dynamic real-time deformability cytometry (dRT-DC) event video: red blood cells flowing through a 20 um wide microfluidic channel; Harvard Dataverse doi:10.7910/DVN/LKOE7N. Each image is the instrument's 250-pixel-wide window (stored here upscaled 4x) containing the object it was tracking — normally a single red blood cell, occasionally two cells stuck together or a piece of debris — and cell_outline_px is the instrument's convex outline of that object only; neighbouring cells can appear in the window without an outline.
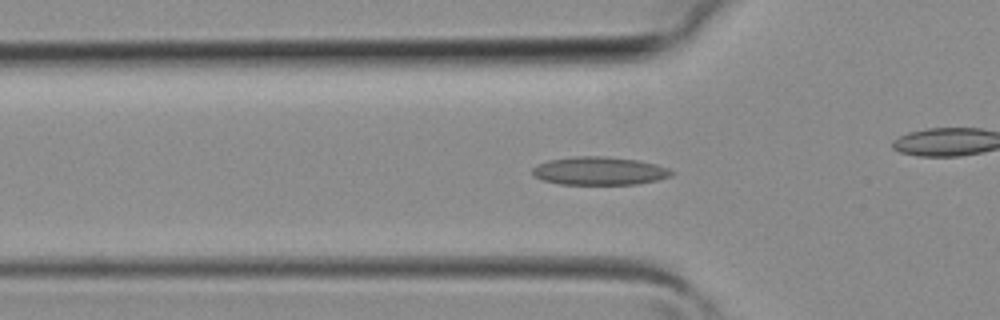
{"species": "common noctule bat (a hibernating species)", "species_latin": "Nyctalus noctula", "temperature_condition": "room temperature", "stored_images_in_passage": 41, "camera_frame_rate_fps": 3000, "um_per_image_px": 0.085, "animal": {"sex": "female", "body_mass_g": 19.3, "forearm_length_mm": 54.1}, "frame": {"image": 1, "passage_image": 13, "time_ms": 4.0, "image_size_px": [1000, 320], "cell_outline_px": [[676, 172], [672, 176], [656, 180], [636, 184], [560, 184], [544, 180], [532, 176], [532, 168], [536, 164], [548, 160], [572, 156], [604, 156], [636, 160], [656, 164], [668, 168]], "centroid_in_image_um": [50.93, 14.52], "position_along_channel_um": 74.9, "area_um2": 22.95}}
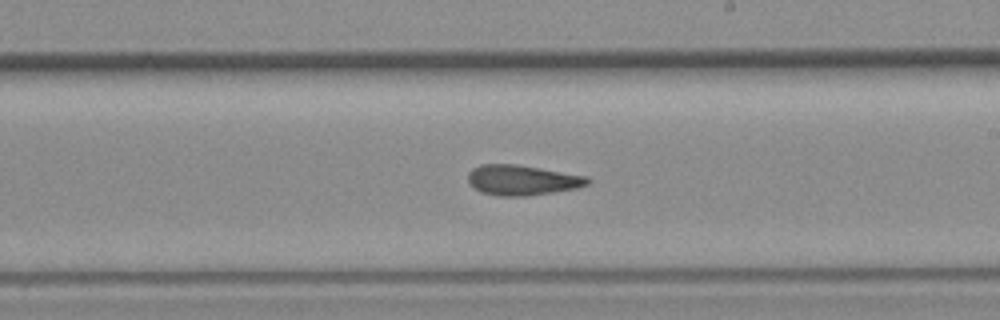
{"frame": {"image": 2, "passage_image": 23, "time_ms": 7.333, "image_size_px": [1000, 320], "cell_outline_px": [[592, 180], [588, 184], [576, 188], [552, 192], [524, 196], [496, 196], [480, 192], [468, 180], [468, 172], [472, 168], [480, 164], [516, 164], [588, 176]], "centroid_in_image_um": [44.38, 15.3], "position_along_channel_um": 244.6, "area_um2": 21.04}}
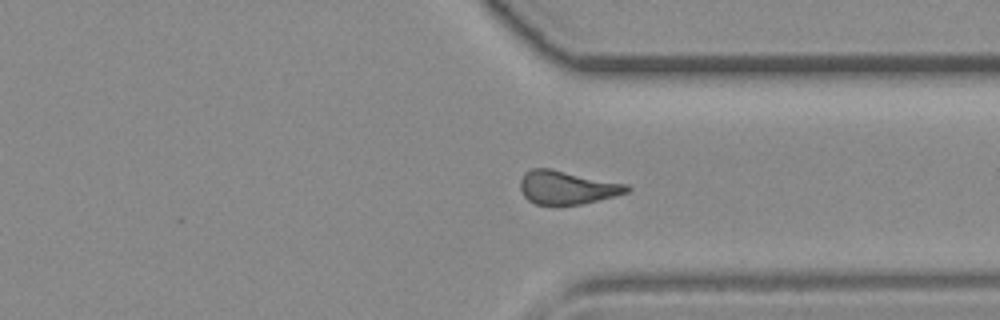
{"frame": {"image": 3, "passage_image": 30, "time_ms": 9.667, "image_size_px": [1000, 320], "cell_outline_px": [[632, 188], [628, 192], [616, 196], [580, 204], [556, 208], [536, 204], [528, 200], [524, 196], [520, 188], [520, 180], [524, 172], [532, 168], [548, 168], [628, 184]], "centroid_in_image_um": [48.17, 15.97], "position_along_channel_um": 363.2, "area_um2": 21.33}}